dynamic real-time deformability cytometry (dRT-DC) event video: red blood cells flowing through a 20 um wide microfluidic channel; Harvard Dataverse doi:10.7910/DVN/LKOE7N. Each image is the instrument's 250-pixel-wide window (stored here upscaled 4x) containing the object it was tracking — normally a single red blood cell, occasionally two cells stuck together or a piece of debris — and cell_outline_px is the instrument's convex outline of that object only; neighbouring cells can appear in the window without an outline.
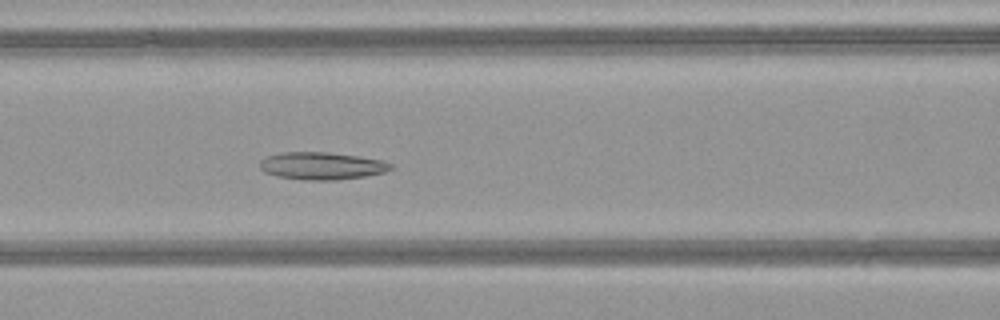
{"species": "common noctule bat (a hibernating species)", "species_latin": "Nyctalus noctula", "temperature_condition": "warm", "stored_images_in_passage": 49, "camera_frame_rate_fps": 3000, "um_per_image_px": 0.085, "animal": {"sex": "female", "body_mass_g": 21.9}, "frame": {"image": 1, "passage_image": 21, "time_ms": 6.667, "image_size_px": [1000, 320], "cell_outline_px": [[392, 168], [384, 172], [364, 176], [336, 180], [304, 180], [276, 176], [264, 172], [260, 168], [260, 160], [264, 156], [280, 152], [328, 152], [360, 156], [384, 160], [392, 164]], "centroid_in_image_um": [27.32, 14.09], "position_along_channel_um": 139.3, "area_um2": 21.15}}
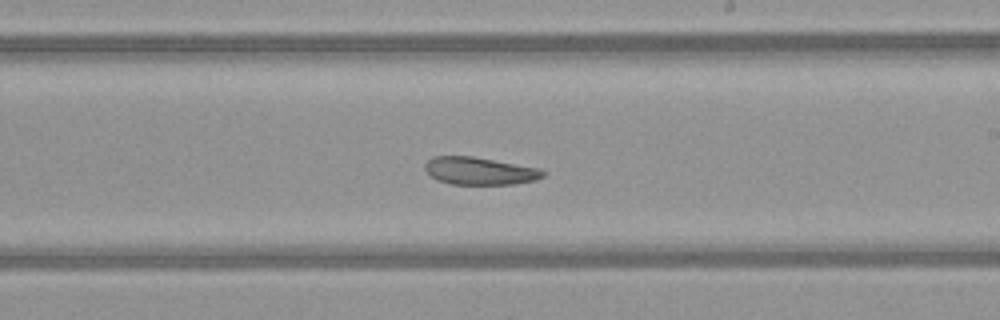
{"frame": {"image": 2, "passage_image": 29, "time_ms": 9.333, "image_size_px": [1000, 320], "cell_outline_px": [[548, 172], [544, 176], [536, 180], [516, 184], [452, 184], [436, 180], [424, 168], [424, 164], [432, 156], [472, 156], [540, 168]], "centroid_in_image_um": [40.8, 14.53], "position_along_channel_um": 248.2, "area_um2": 19.07}}
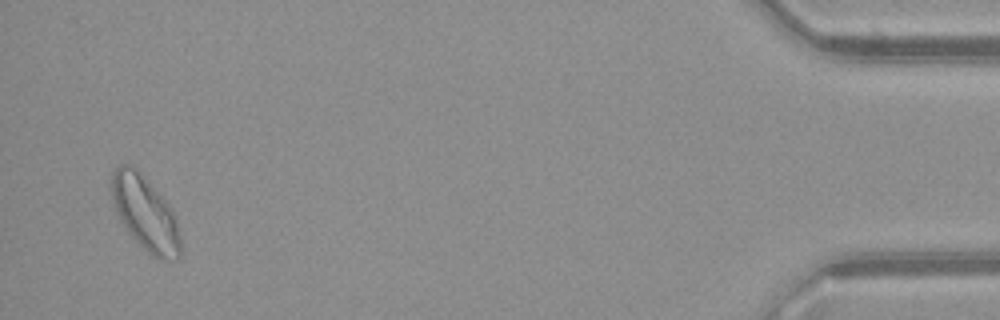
{"frame": {"image": 3, "passage_image": 48, "time_ms": 15.667, "image_size_px": [1000, 320], "cell_outline_px": [[184, 252], [176, 260], [160, 260], [152, 256], [132, 236], [120, 220], [112, 204], [108, 188], [112, 172], [120, 164], [132, 164], [148, 180], [168, 204], [176, 216]], "centroid_in_image_um": [12.34, 18.13], "position_along_channel_um": 422.9, "area_um2": 30.58}, "authors_computed_cell_mechanics": {"area_um2": 23.8136, "velocity_mm_per_s": 4.0945, "shape_relaxation_time_tau1_ms": null, "shape_relaxation_time_tau2_ms": 10.9582, "deformation_change_tau1": null, "deformation_change_tau2": 0.1964}}